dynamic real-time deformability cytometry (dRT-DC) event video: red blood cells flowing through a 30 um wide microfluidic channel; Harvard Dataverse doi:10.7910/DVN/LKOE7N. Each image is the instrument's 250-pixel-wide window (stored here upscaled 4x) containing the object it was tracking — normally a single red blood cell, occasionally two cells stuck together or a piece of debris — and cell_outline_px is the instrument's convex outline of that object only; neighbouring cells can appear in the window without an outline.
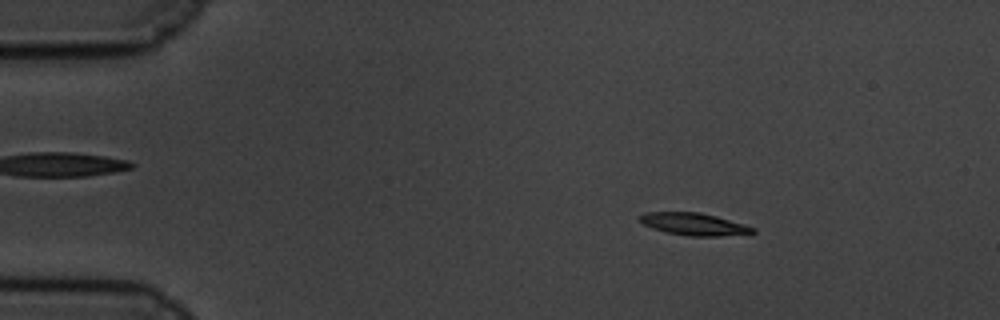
{"species": "common noctule bat (a hibernating species)", "species_latin": "Nyctalus noctula", "temperature_condition": "cold", "stored_images_in_passage": 59, "camera_frame_rate_fps": 3000, "um_per_image_px": 0.085, "animal": {"sex": "male", "body_mass_g": 19.5, "forearm_length_mm": 54.6}, "frame": {"image": 1, "passage_image": 9, "time_ms": 2.667, "image_size_px": [1000, 320], "cell_outline_px": [[756, 232], [720, 236], [688, 236], [668, 232], [652, 228], [644, 224], [640, 220], [640, 216], [644, 212], [700, 212], [716, 216], [744, 224], [756, 228]], "centroid_in_image_um": [59.0, 19.04], "position_along_channel_um": 26.0, "area_um2": 14.51}}
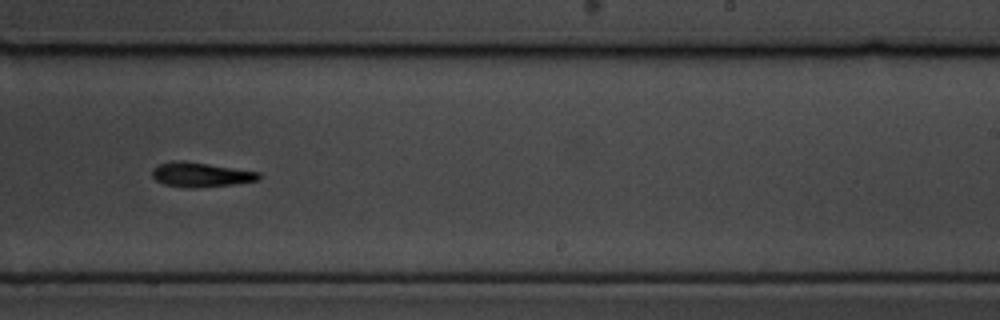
{"frame": {"image": 2, "passage_image": 37, "time_ms": 12.0, "image_size_px": [1000, 320], "cell_outline_px": [[264, 176], [260, 180], [236, 184], [192, 188], [184, 188], [164, 184], [156, 180], [152, 176], [152, 168], [156, 164], [176, 160], [184, 160], [260, 172]], "centroid_in_image_um": [17.07, 14.84], "position_along_channel_um": 271.9, "area_um2": 15.61}}
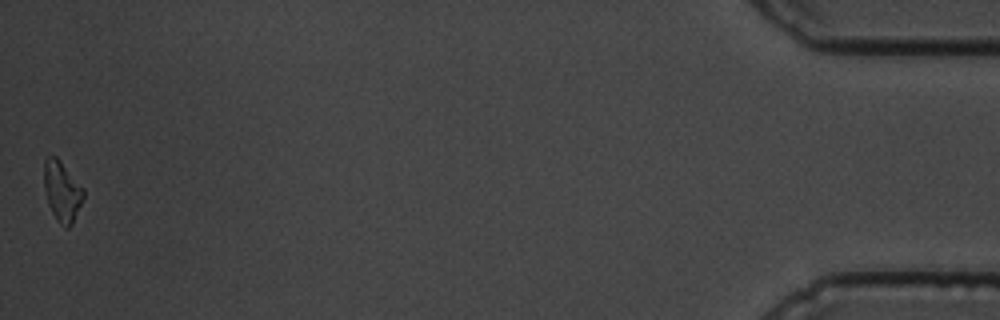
{"frame": {"image": 3, "passage_image": 59, "time_ms": 19.333, "image_size_px": [1000, 320], "cell_outline_px": [[84, 196], [72, 224], [68, 228], [64, 228], [56, 220], [48, 204], [44, 188], [44, 160], [48, 156], [56, 156], [60, 160], [84, 188]], "centroid_in_image_um": [5.27, 16.26], "position_along_channel_um": 429.9, "area_um2": 13.87}, "authors_computed_cell_mechanics": {"area_um2": 15.028, "velocity_mm_per_s": 3.3778, "shape_relaxation_time_tau1_ms": 2.4883, "shape_relaxation_time_tau2_ms": null, "deformation_change_tau1": 0.1748, "deformation_change_tau2": null}}